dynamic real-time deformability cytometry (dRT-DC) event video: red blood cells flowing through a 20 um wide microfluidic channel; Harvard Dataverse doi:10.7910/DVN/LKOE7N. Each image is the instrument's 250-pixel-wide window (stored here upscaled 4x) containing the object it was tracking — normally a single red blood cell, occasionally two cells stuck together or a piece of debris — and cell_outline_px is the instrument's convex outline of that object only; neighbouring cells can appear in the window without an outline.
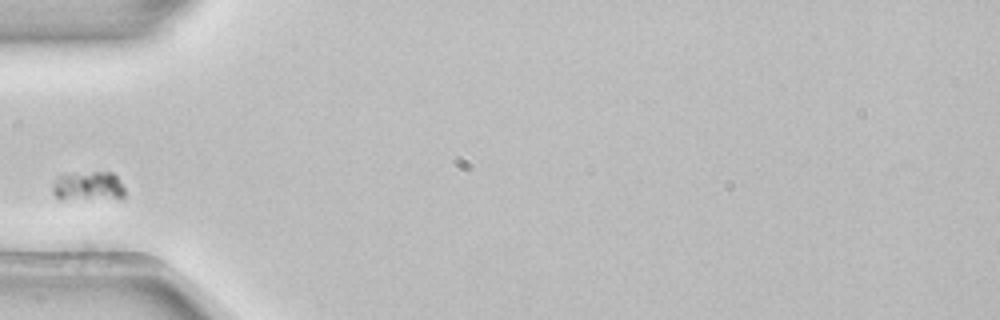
{"species": "common noctule bat (a hibernating species)", "species_latin": "Nyctalus noctula", "temperature_condition": "room temperature", "stored_images_in_passage": 38, "camera_frame_rate_fps": 3000, "um_per_image_px": 0.085, "animal": {"sex": "female", "body_mass_g": 22.7, "forearm_length_mm": 54.2}, "frame": {"image": 1, "passage_image": 1, "time_ms": 0.0, "image_size_px": [1000, 320], "cell_outline_px": [[124, 196], [60, 200], [52, 192], [52, 184], [56, 176], [92, 172], [112, 172], [116, 176], [124, 188]], "centroid_in_image_um": [7.42, 15.81], "position_along_channel_um": 77.6, "area_um2": 12.02}}
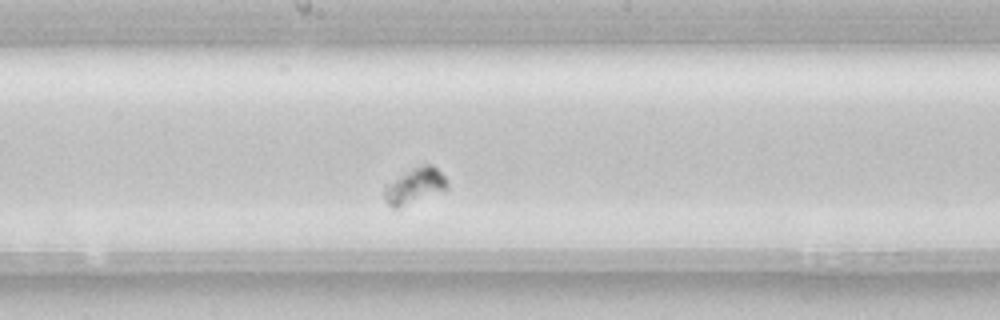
{"frame": {"image": 2, "passage_image": 12, "time_ms": 3.667, "image_size_px": [1000, 320], "cell_outline_px": [[448, 188], [400, 208], [392, 208], [384, 200], [384, 188], [412, 168], [424, 164], [432, 164], [448, 180]], "centroid_in_image_um": [35.27, 15.81], "position_along_channel_um": 212.9, "area_um2": 12.72}}
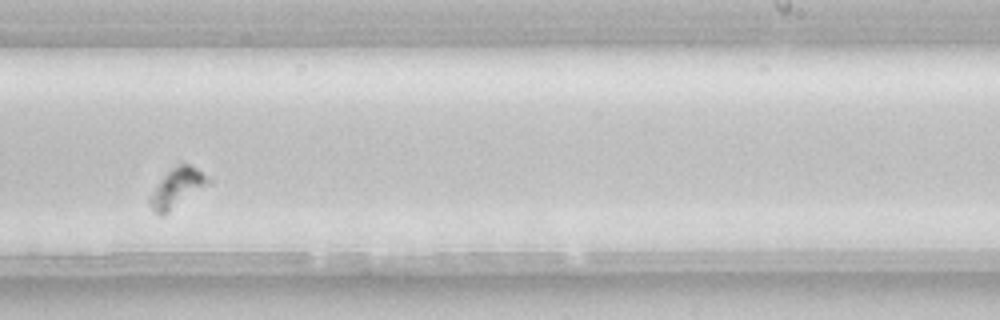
{"frame": {"image": 3, "passage_image": 17, "time_ms": 5.333, "image_size_px": [1000, 320], "cell_outline_px": [[204, 184], [164, 216], [160, 216], [148, 204], [148, 200], [164, 176], [176, 164], [192, 164], [204, 176]], "centroid_in_image_um": [14.93, 15.99], "position_along_channel_um": 274.1, "area_um2": 12.08}}